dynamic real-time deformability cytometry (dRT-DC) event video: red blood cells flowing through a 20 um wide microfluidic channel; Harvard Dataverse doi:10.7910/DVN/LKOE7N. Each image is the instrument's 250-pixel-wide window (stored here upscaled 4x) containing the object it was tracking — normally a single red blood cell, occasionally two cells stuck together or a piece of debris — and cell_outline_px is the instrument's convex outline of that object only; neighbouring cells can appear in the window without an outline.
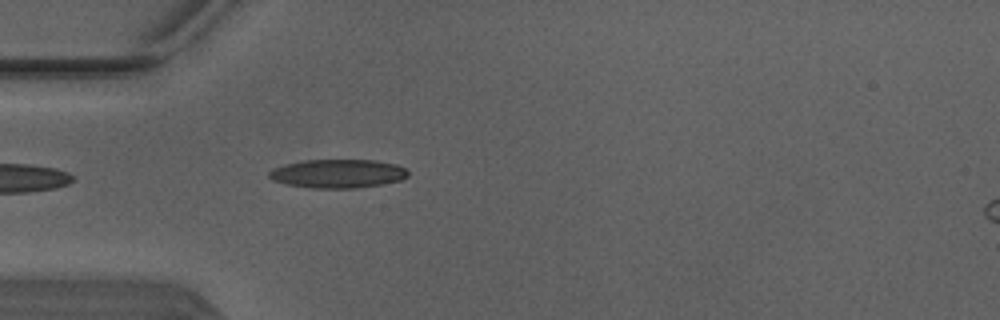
{"species": "Egyptian fruit bat (a non-hibernating species)", "species_latin": "Rousettus aegyptiacus", "temperature_condition": "warm", "stored_images_in_passage": 4, "camera_frame_rate_fps": 3000, "um_per_image_px": 0.085, "animal": {"sex": "male"}, "frame": {"image": 1, "passage_image": 4, "time_ms": 1.0, "image_size_px": [1000, 320], "cell_outline_px": [[408, 176], [400, 180], [380, 184], [356, 188], [312, 188], [288, 184], [272, 180], [268, 176], [268, 172], [276, 168], [288, 164], [304, 160], [376, 160], [396, 164], [404, 168], [408, 172]], "centroid_in_image_um": [28.73, 14.75], "position_along_channel_um": 56.3, "area_um2": 22.95}}